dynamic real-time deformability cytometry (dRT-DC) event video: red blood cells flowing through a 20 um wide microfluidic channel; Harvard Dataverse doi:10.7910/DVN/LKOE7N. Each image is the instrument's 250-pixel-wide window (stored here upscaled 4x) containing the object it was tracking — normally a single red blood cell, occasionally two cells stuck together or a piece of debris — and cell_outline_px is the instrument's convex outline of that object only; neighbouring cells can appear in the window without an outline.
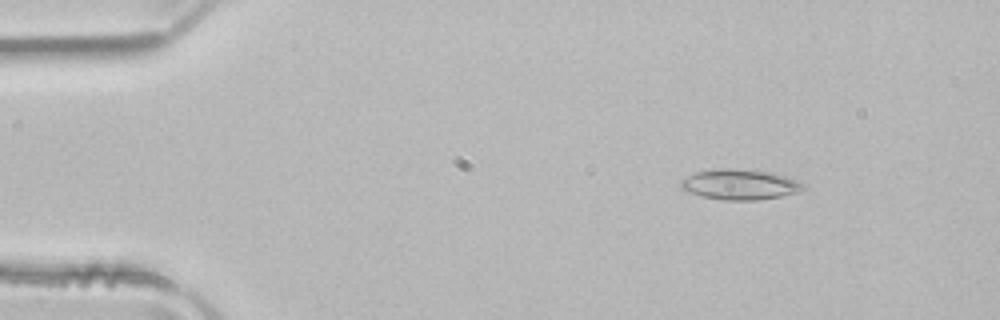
{"species": "common noctule bat (a hibernating species)", "species_latin": "Nyctalus noctula", "temperature_condition": "room temperature", "stored_images_in_passage": 51, "camera_frame_rate_fps": 3000, "um_per_image_px": 0.085, "animal": {"sex": "male", "body_mass_g": 21.5, "forearm_length_mm": 52.0}, "frame": {"image": 1, "passage_image": 7, "time_ms": 2.0, "image_size_px": [1000, 320], "cell_outline_px": [[808, 188], [796, 192], [780, 196], [756, 200], [724, 200], [704, 196], [688, 192], [680, 188], [680, 180], [696, 172], [724, 168], [732, 168], [768, 172], [800, 180], [808, 184]], "centroid_in_image_um": [62.93, 15.68], "position_along_channel_um": 22.1, "area_um2": 21.62}}
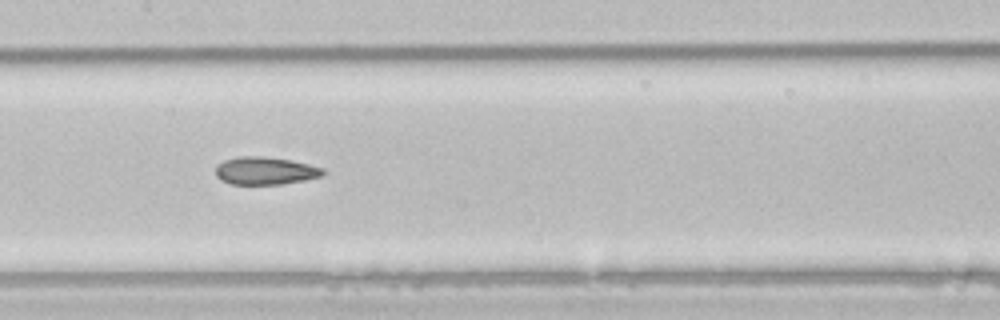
{"frame": {"image": 2, "passage_image": 25, "time_ms": 8.0, "image_size_px": [1000, 320], "cell_outline_px": [[328, 172], [320, 176], [304, 180], [280, 184], [232, 184], [220, 180], [216, 176], [216, 168], [224, 160], [240, 156], [264, 156], [288, 160], [308, 164], [324, 168]], "centroid_in_image_um": [22.55, 14.52], "position_along_channel_um": 184.8, "area_um2": 17.22}}
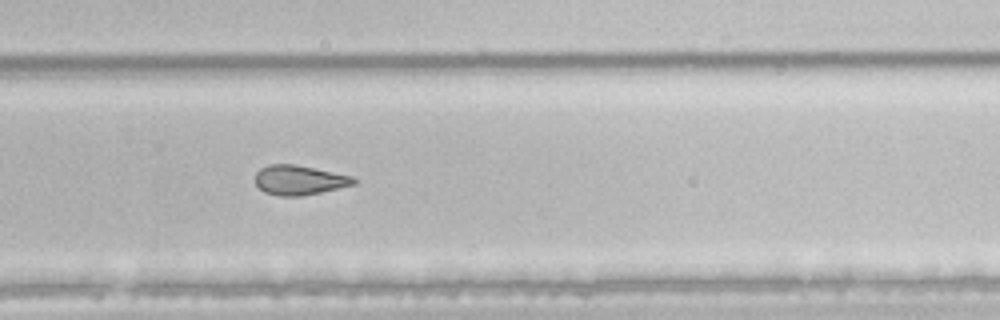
{"frame": {"image": 3, "passage_image": 34, "time_ms": 11.0, "image_size_px": [1000, 320], "cell_outline_px": [[360, 180], [356, 184], [320, 192], [300, 196], [280, 196], [264, 192], [256, 184], [256, 172], [260, 168], [268, 164], [292, 164], [352, 176]], "centroid_in_image_um": [25.44, 15.31], "position_along_channel_um": 304.4, "area_um2": 16.88}, "authors_computed_cell_mechanics": {"area_um2": 19.941, "velocity_mm_per_s": 4.0098, "shape_relaxation_time_tau1_ms": null, "shape_relaxation_time_tau2_ms": 3.5244, "deformation_change_tau1": null, "deformation_change_tau2": 0.1119}}